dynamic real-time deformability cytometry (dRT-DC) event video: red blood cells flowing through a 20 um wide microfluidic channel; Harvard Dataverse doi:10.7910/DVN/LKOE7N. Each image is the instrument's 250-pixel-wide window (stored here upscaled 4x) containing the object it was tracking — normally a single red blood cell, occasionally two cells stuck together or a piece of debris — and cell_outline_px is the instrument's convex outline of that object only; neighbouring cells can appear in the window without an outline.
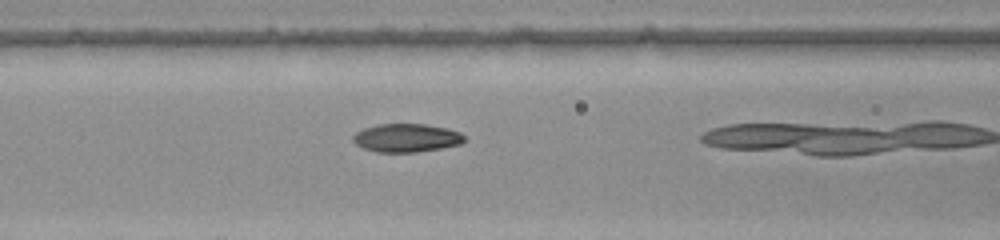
{"species": "common noctule bat (a hibernating species)", "species_latin": "Nyctalus noctula", "temperature_condition": "warm", "stored_images_in_passage": 16, "camera_frame_rate_fps": 3000, "um_per_image_px": 0.085, "animal": {"sex": "female", "body_mass_g": 22.0, "forearm_length_mm": 56.7}, "frame": {"image": 1, "passage_image": 12, "time_ms": 3.667, "image_size_px": [1000, 240], "cell_outline_px": [[464, 140], [460, 144], [440, 148], [416, 152], [376, 152], [364, 148], [356, 144], [352, 140], [352, 136], [356, 132], [364, 128], [380, 124], [424, 124], [448, 128], [460, 132], [464, 136]], "centroid_in_image_um": [34.53, 11.72], "position_along_channel_um": 132.1, "area_um2": 18.32}}